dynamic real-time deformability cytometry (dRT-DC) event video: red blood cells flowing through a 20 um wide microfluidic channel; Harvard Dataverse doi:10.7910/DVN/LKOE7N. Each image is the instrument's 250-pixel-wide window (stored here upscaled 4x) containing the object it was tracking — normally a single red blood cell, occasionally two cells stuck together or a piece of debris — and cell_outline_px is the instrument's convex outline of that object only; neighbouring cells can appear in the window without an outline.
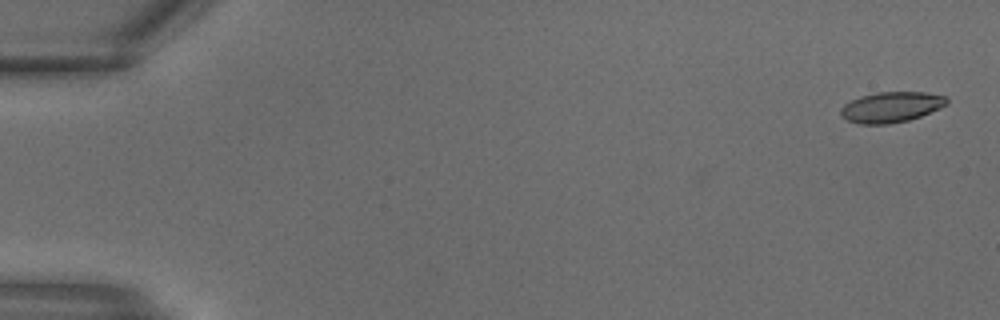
{"species": "common noctule bat (a hibernating species)", "species_latin": "Nyctalus noctula", "temperature_condition": "warm", "stored_images_in_passage": 3, "camera_frame_rate_fps": 3000, "um_per_image_px": 0.085, "animal": {"sex": "male", "body_mass_g": 18.8}, "frame": {"image": 1, "passage_image": 1, "time_ms": 0.0, "image_size_px": [1000, 320], "cell_outline_px": [[948, 104], [940, 108], [920, 116], [908, 120], [888, 124], [860, 124], [848, 120], [840, 116], [840, 108], [844, 104], [860, 96], [876, 92], [924, 92], [944, 96], [948, 100]], "centroid_in_image_um": [75.73, 9.1], "position_along_channel_um": 9.3, "area_um2": 18.84}}